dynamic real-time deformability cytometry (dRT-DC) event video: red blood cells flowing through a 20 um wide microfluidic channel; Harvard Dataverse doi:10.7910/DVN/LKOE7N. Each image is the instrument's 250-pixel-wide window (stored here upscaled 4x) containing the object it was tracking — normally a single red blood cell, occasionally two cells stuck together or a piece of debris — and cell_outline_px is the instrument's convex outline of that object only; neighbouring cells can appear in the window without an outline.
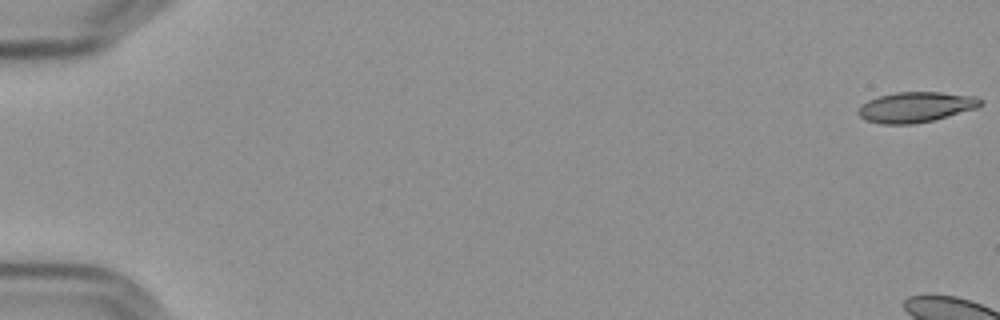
{"species": "Egyptian fruit bat (a non-hibernating species)", "species_latin": "Rousettus aegyptiacus", "temperature_condition": "cold", "stored_images_in_passage": 8, "camera_frame_rate_fps": 3000, "um_per_image_px": 0.085, "frame": {"image": 1, "passage_image": 1, "time_ms": 0.0, "image_size_px": [1000, 320], "cell_outline_px": [[984, 104], [976, 108], [932, 120], [912, 124], [884, 124], [864, 120], [856, 112], [868, 100], [876, 96], [896, 92], [940, 92], [976, 96], [984, 100]], "centroid_in_image_um": [77.85, 9.09], "position_along_channel_um": 7.1, "area_um2": 21.62}}